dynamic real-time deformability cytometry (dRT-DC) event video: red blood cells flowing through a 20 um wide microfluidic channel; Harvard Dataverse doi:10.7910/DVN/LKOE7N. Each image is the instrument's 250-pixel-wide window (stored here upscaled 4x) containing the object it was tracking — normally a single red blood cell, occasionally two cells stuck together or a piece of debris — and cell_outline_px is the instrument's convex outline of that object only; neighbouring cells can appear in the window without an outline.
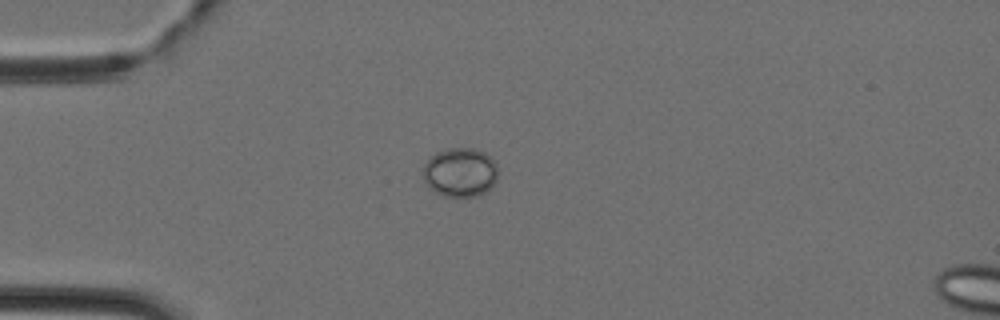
{"species": "Egyptian fruit bat (a non-hibernating species)", "species_latin": "Rousettus aegyptiacus", "temperature_condition": "cold", "stored_images_in_passage": 24, "camera_frame_rate_fps": 3000, "um_per_image_px": 0.085, "animal": {"sex": "female"}, "frame": {"image": 1, "passage_image": 2, "time_ms": 0.333, "image_size_px": [1000, 320], "cell_outline_px": [[496, 180], [484, 192], [476, 196], [444, 196], [436, 192], [424, 180], [424, 164], [436, 152], [448, 148], [476, 148], [484, 152], [496, 164]], "centroid_in_image_um": [39.1, 14.63], "position_along_channel_um": 45.9, "area_um2": 20.98}}
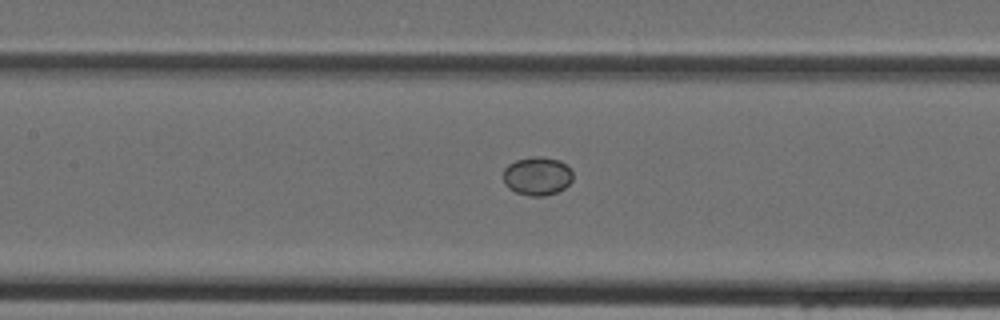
{"frame": {"image": 2, "passage_image": 11, "time_ms": 3.333, "image_size_px": [1000, 320], "cell_outline_px": [[572, 180], [564, 188], [556, 192], [544, 196], [532, 196], [516, 192], [508, 188], [504, 184], [504, 168], [508, 164], [516, 160], [532, 156], [540, 156], [560, 160], [572, 172]], "centroid_in_image_um": [45.64, 14.96], "position_along_channel_um": 161.8, "area_um2": 15.55}}
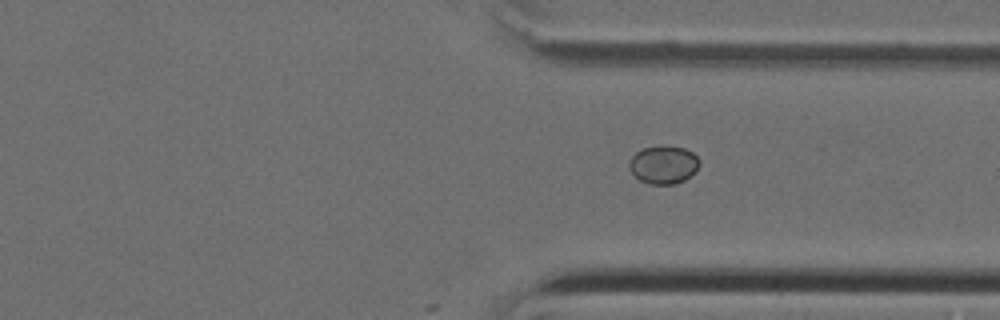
{"frame": {"image": 3, "passage_image": 24, "time_ms": 7.667, "image_size_px": [1000, 320], "cell_outline_px": [[700, 164], [684, 180], [676, 184], [652, 184], [640, 180], [628, 168], [628, 160], [636, 152], [644, 148], [660, 144], [684, 148], [692, 152], [700, 160]], "centroid_in_image_um": [56.37, 13.97], "position_along_channel_um": 355.0, "area_um2": 15.61}}